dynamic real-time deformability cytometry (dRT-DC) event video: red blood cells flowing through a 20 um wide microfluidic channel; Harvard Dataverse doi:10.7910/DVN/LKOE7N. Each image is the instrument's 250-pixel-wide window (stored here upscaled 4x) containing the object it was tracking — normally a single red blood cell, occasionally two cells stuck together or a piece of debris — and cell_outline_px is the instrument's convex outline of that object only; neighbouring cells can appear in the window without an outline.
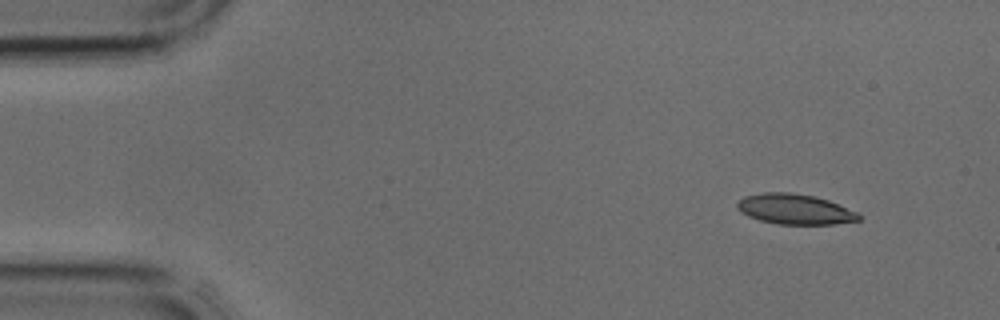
{"species": "common noctule bat (a hibernating species)", "species_latin": "Nyctalus noctula", "temperature_condition": "cold", "stored_images_in_passage": 4, "segment_of_instrument_passage": [1, 2], "camera_frame_rate_fps": 3000, "um_per_image_px": 0.085, "animal": {"sex": "male", "body_mass_g": 17.9, "forearm_length_mm": 54.2}, "frame": {"image": 1, "passage_image": 1, "time_ms": 0.0, "image_size_px": [1000, 320], "cell_outline_px": [[864, 216], [860, 220], [832, 224], [776, 224], [760, 220], [748, 216], [740, 212], [736, 208], [736, 204], [744, 196], [764, 192], [788, 192], [816, 196], [828, 200], [860, 212]], "centroid_in_image_um": [67.6, 17.78], "position_along_channel_um": 17.4, "area_um2": 21.73}}